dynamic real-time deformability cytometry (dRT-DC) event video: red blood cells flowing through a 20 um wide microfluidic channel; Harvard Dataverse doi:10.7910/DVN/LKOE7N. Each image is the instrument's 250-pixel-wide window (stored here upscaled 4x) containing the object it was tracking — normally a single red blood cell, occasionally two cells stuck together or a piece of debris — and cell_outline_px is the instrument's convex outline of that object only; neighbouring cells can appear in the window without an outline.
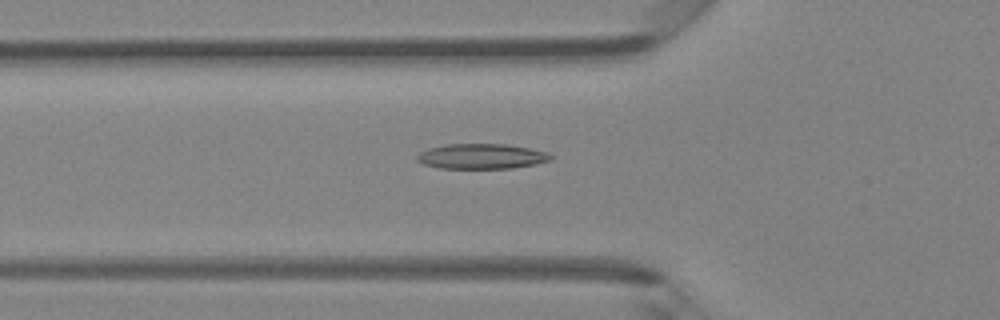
{"species": "Egyptian fruit bat (a non-hibernating species)", "species_latin": "Rousettus aegyptiacus", "temperature_condition": "room temperature", "stored_images_in_passage": 45, "camera_frame_rate_fps": 3000, "um_per_image_px": 0.085, "animal": {"sex": "female"}, "frame": {"image": 1, "passage_image": 17, "time_ms": 5.333, "image_size_px": [1000, 320], "cell_outline_px": [[552, 160], [536, 164], [512, 168], [440, 168], [424, 164], [416, 160], [416, 156], [420, 152], [428, 148], [444, 144], [504, 144], [528, 148], [548, 152], [552, 156]], "centroid_in_image_um": [40.92, 13.28], "position_along_channel_um": 84.9, "area_um2": 19.59}}
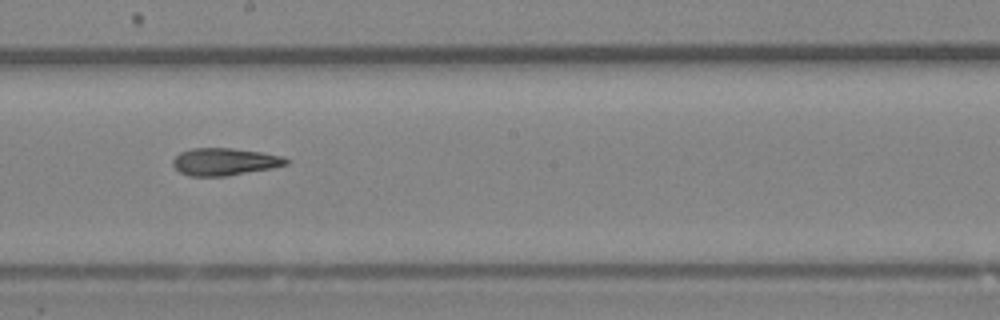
{"frame": {"image": 2, "passage_image": 27, "time_ms": 8.667, "image_size_px": [1000, 320], "cell_outline_px": [[288, 164], [272, 168], [228, 176], [188, 176], [180, 172], [172, 164], [172, 160], [180, 152], [192, 148], [232, 148], [260, 152], [284, 156], [288, 160]], "centroid_in_image_um": [19.09, 13.75], "position_along_channel_um": 229.1, "area_um2": 18.09}}
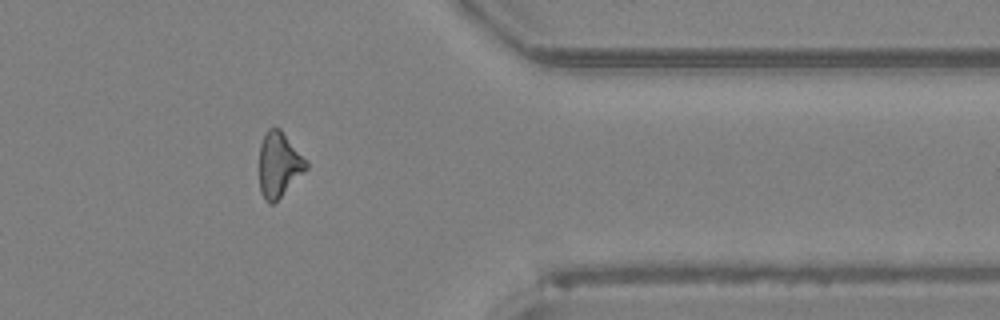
{"frame": {"image": 3, "passage_image": 39, "time_ms": 12.667, "image_size_px": [1000, 320], "cell_outline_px": [[308, 168], [272, 204], [268, 204], [264, 200], [260, 192], [260, 144], [268, 128], [280, 128], [308, 160]], "centroid_in_image_um": [23.72, 13.98], "position_along_channel_um": 387.7, "area_um2": 17.69}, "authors_computed_cell_mechanics": {"area_um2": 18.496, "velocity_mm_per_s": 4.3407, "shape_relaxation_time_tau1_ms": 10.5272, "shape_relaxation_time_tau2_ms": 7.952, "deformation_change_tau1": 0.2426, "deformation_change_tau2": 0.2133}}